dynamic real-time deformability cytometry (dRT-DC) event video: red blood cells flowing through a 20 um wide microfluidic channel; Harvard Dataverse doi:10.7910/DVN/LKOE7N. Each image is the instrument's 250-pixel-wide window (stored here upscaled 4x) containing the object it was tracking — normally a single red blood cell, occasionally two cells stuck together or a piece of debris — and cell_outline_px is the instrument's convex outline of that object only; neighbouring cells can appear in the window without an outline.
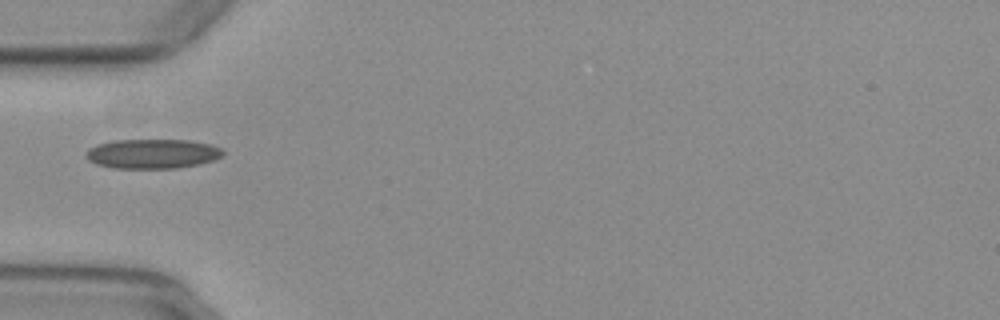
{"species": "common noctule bat (a hibernating species)", "species_latin": "Nyctalus noctula", "temperature_condition": "warm", "stored_images_in_passage": 33, "camera_frame_rate_fps": 3000, "um_per_image_px": 0.085, "animal": {"sex": "female", "body_mass_g": 29.2, "forearm_length_mm": 56.3}, "frame": {"image": 1, "passage_image": 1, "time_ms": 0.0, "image_size_px": [1000, 320], "cell_outline_px": [[224, 152], [216, 160], [200, 164], [176, 168], [112, 168], [96, 164], [88, 160], [88, 148], [96, 144], [112, 140], [188, 140], [212, 144], [220, 148]], "centroid_in_image_um": [12.97, 13.07], "position_along_channel_um": 72.0, "area_um2": 23.64}}
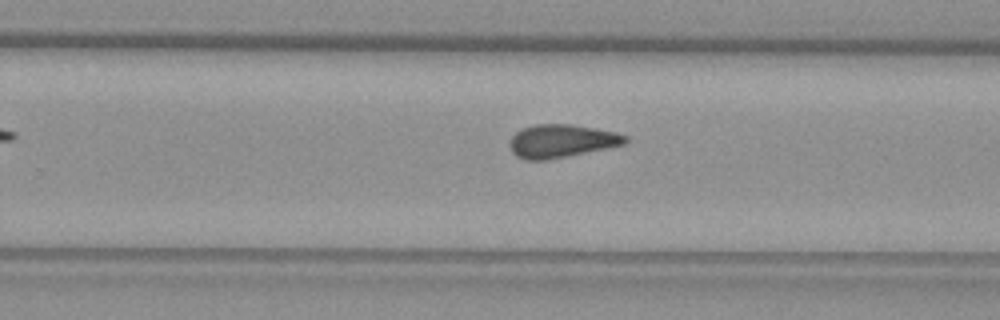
{"frame": {"image": 2, "passage_image": 17, "time_ms": 5.333, "image_size_px": [1000, 320], "cell_outline_px": [[628, 140], [624, 144], [568, 156], [548, 160], [524, 160], [516, 156], [512, 152], [508, 144], [508, 140], [516, 132], [532, 124], [572, 124], [596, 128], [616, 132], [628, 136]], "centroid_in_image_um": [47.69, 11.98], "position_along_channel_um": 282.1, "area_um2": 22.48}}
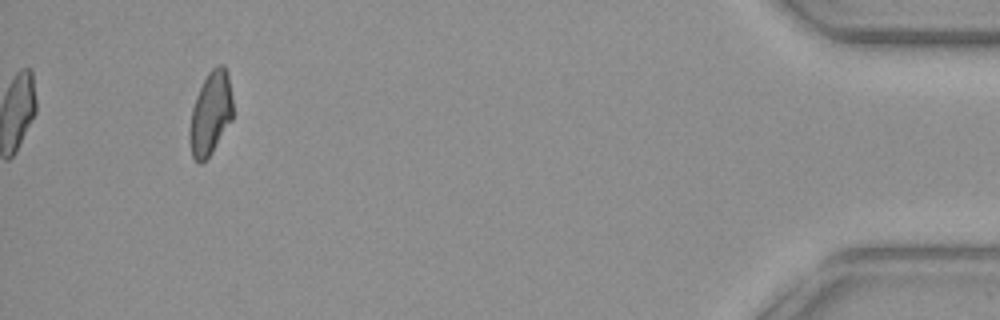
{"frame": {"image": 3, "passage_image": 33, "time_ms": 10.667, "image_size_px": [1000, 320], "cell_outline_px": [[232, 120], [212, 152], [200, 164], [192, 156], [188, 136], [188, 132], [192, 108], [196, 96], [208, 72], [216, 64], [224, 64], [228, 72], [232, 96]], "centroid_in_image_um": [17.9, 9.61], "position_along_channel_um": 417.3, "area_um2": 21.1}, "authors_computed_cell_mechanics": {"area_um2": 22.0796, "velocity_mm_per_s": 3.9371, "shape_relaxation_time_tau1_ms": null, "shape_relaxation_time_tau2_ms": 2.1893, "deformation_change_tau1": null, "deformation_change_tau2": 0.0961}}